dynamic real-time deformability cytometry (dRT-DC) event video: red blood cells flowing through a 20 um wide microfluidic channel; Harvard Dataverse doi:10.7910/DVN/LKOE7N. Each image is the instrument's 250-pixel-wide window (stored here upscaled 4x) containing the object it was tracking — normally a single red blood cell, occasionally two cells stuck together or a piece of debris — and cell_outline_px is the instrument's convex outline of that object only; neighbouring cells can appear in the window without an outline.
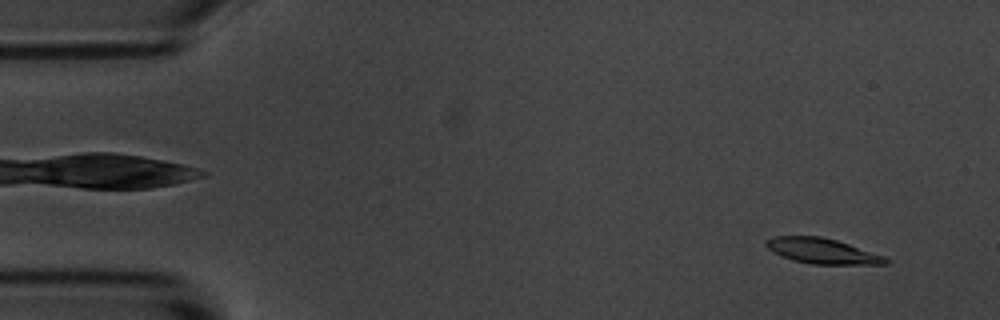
{"species": "common noctule bat (a hibernating species)", "species_latin": "Nyctalus noctula", "temperature_condition": "room temperature", "stored_images_in_passage": 5, "camera_frame_rate_fps": 3000, "um_per_image_px": 0.085, "animal": {"sex": "male", "body_mass_g": 20.1, "forearm_length_mm": 53.5}, "frame": {"image": 1, "passage_image": 1, "time_ms": 0.0, "image_size_px": [1000, 320], "cell_outline_px": [[892, 260], [888, 264], [812, 264], [792, 260], [780, 256], [772, 252], [764, 244], [764, 240], [772, 236], [820, 236], [836, 240], [884, 256]], "centroid_in_image_um": [69.84, 21.33], "position_along_channel_um": 15.2, "area_um2": 17.74}}